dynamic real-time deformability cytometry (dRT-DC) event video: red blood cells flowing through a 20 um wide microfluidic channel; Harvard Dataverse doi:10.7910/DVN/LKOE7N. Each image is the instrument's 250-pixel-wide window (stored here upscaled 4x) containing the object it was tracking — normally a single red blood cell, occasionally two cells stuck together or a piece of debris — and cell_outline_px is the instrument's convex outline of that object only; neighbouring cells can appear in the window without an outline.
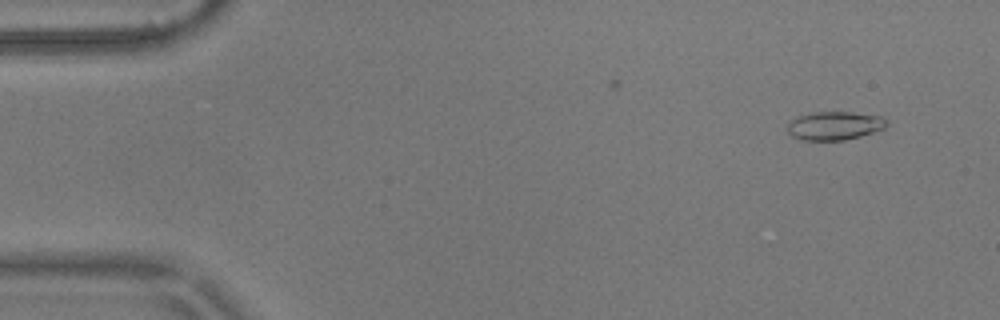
{"species": "common noctule bat (a hibernating species)", "species_latin": "Nyctalus noctula", "temperature_condition": "warm", "stored_images_in_passage": 5, "camera_frame_rate_fps": 3000, "um_per_image_px": 0.085, "animal": {"sex": "male", "body_mass_g": 17.9}, "frame": {"image": 1, "passage_image": 5, "time_ms": 1.333, "image_size_px": [1000, 320], "cell_outline_px": [[888, 124], [884, 128], [860, 136], [844, 140], [804, 140], [792, 136], [788, 132], [788, 120], [796, 116], [812, 112], [852, 112], [880, 116], [888, 120]], "centroid_in_image_um": [70.91, 10.67], "position_along_channel_um": 14.1, "area_um2": 16.53}}